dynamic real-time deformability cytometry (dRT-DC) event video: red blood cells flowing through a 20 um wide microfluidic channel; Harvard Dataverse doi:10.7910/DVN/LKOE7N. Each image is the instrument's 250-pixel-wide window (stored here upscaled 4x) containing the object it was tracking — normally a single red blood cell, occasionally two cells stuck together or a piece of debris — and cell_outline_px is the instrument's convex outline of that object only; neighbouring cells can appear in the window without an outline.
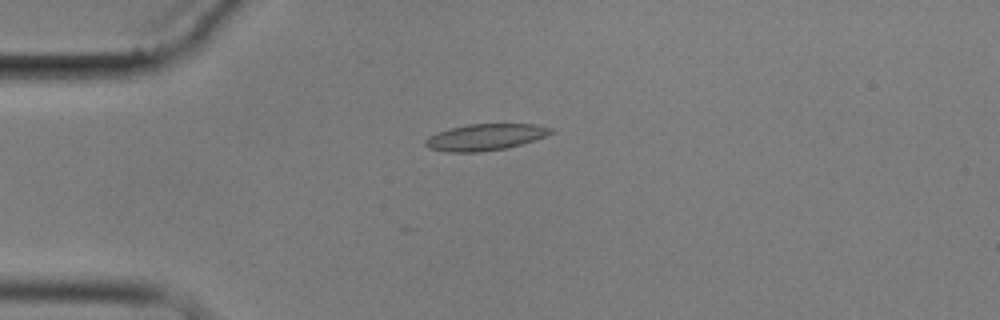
{"species": "common noctule bat (a hibernating species)", "species_latin": "Nyctalus noctula", "temperature_condition": "cold", "stored_images_in_passage": 6, "camera_frame_rate_fps": 3000, "um_per_image_px": 0.085, "animal": {"sex": "male", "body_mass_g": 17.9}, "frame": {"image": 1, "passage_image": 3, "time_ms": 3.667, "image_size_px": [1000, 320], "cell_outline_px": [[556, 132], [508, 148], [480, 152], [448, 152], [428, 148], [424, 144], [424, 140], [428, 136], [436, 132], [468, 124], [536, 124], [552, 128]], "centroid_in_image_um": [41.22, 11.66], "position_along_channel_um": 43.8, "area_um2": 19.36}}
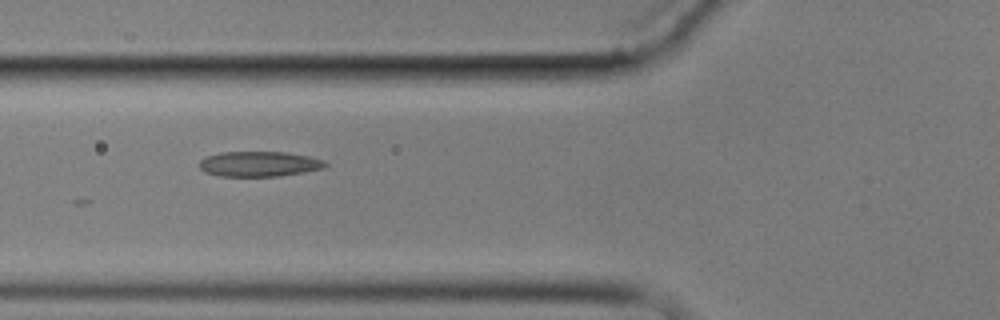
{"frame": {"image": 2, "passage_image": 5, "time_ms": 6.0, "image_size_px": [1000, 320], "cell_outline_px": [[328, 164], [324, 168], [304, 172], [280, 176], [220, 176], [204, 172], [200, 168], [200, 160], [208, 156], [220, 152], [288, 152], [308, 156], [324, 160]], "centroid_in_image_um": [22.05, 13.93], "position_along_channel_um": 103.8, "area_um2": 18.5}}
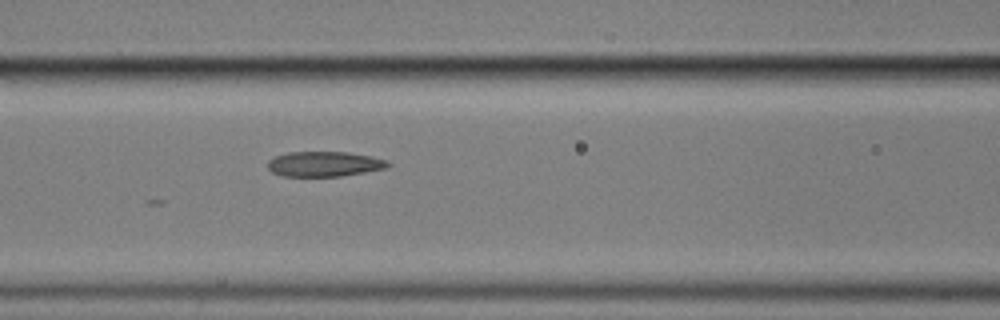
{"frame": {"image": 3, "passage_image": 6, "time_ms": 7.0, "image_size_px": [1000, 320], "cell_outline_px": [[392, 164], [388, 168], [340, 176], [280, 176], [272, 172], [268, 168], [268, 160], [276, 156], [288, 152], [348, 152], [372, 156], [388, 160]], "centroid_in_image_um": [27.6, 13.94], "position_along_channel_um": 139.0, "area_um2": 17.69}}